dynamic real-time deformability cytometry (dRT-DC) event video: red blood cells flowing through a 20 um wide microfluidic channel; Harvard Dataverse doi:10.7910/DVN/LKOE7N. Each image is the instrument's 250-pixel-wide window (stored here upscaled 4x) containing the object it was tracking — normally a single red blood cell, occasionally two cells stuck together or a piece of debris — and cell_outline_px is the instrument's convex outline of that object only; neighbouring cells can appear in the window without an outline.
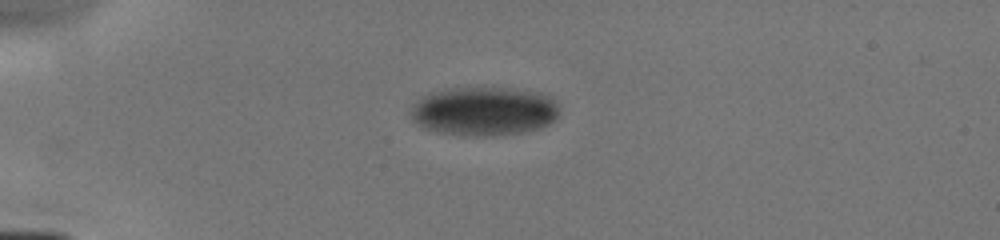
{"species": "human", "species_latin": "Homo sapiens", "temperature_condition": "cold", "stored_images_in_passage": 4, "camera_frame_rate_fps": 3000, "um_per_image_px": 0.085, "donor": {"sex": "male"}, "frame": {"image": 1, "passage_image": 1, "time_ms": 0.0, "image_size_px": [1000, 240], "cell_outline_px": [[560, 116], [556, 120], [540, 128], [524, 132], [492, 136], [476, 136], [440, 132], [428, 128], [412, 120], [408, 112], [412, 104], [428, 92], [452, 88], [508, 88], [540, 92], [552, 96], [556, 100], [560, 112]], "centroid_in_image_um": [41.19, 9.44], "position_along_channel_um": 43.8, "area_um2": 42.77}}
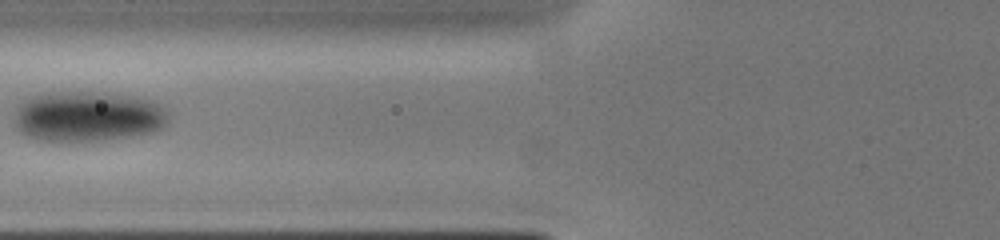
{"frame": {"image": 2, "passage_image": 4, "time_ms": 2.667, "image_size_px": [1000, 240], "cell_outline_px": [[168, 120], [160, 128], [152, 132], [132, 136], [100, 140], [36, 140], [24, 136], [16, 128], [16, 104], [28, 96], [44, 92], [104, 92], [136, 96], [152, 100], [160, 104], [168, 112]], "centroid_in_image_um": [7.43, 9.86], "position_along_channel_um": 118.4, "area_um2": 45.66}}